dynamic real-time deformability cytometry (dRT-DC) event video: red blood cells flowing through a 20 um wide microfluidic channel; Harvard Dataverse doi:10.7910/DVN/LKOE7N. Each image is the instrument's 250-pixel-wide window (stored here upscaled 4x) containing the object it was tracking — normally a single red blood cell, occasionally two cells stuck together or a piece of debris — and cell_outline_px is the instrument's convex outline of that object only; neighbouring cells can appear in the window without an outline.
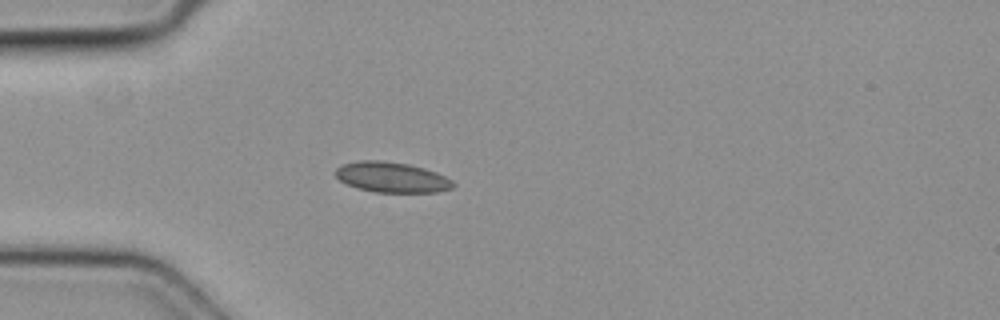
{"species": "common noctule bat (a hibernating species)", "species_latin": "Nyctalus noctula", "temperature_condition": "cold", "stored_images_in_passage": 3, "camera_frame_rate_fps": 3000, "um_per_image_px": 0.085, "animal": {"sex": "female", "body_mass_g": 19.3, "forearm_length_mm": 54.1}, "frame": {"image": 1, "passage_image": 3, "time_ms": 0.667, "image_size_px": [1000, 320], "cell_outline_px": [[456, 184], [452, 188], [436, 192], [376, 192], [356, 188], [340, 180], [336, 176], [336, 168], [344, 164], [360, 160], [380, 160], [408, 164], [424, 168], [436, 172], [452, 180]], "centroid_in_image_um": [33.31, 15.07], "position_along_channel_um": 51.7, "area_um2": 20.69}}